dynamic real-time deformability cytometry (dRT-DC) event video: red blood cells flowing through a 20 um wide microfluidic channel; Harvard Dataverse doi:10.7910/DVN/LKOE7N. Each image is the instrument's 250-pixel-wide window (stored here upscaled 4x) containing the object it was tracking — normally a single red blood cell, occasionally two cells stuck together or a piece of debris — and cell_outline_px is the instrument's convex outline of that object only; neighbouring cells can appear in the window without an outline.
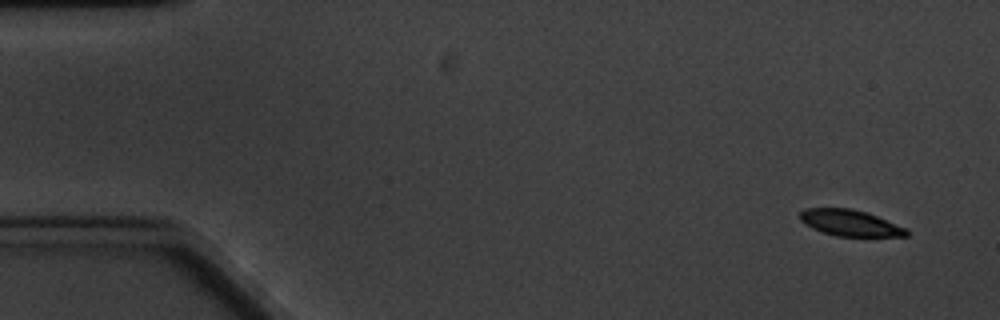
{"species": "common noctule bat (a hibernating species)", "species_latin": "Nyctalus noctula", "temperature_condition": "cold", "stored_images_in_passage": 5, "camera_frame_rate_fps": 3000, "um_per_image_px": 0.085, "animal": {"sex": "male", "body_mass_g": 20.1, "forearm_length_mm": 53.5}, "frame": {"image": 1, "passage_image": 1, "time_ms": 0.0, "image_size_px": [1000, 320], "cell_outline_px": [[908, 236], [836, 236], [812, 228], [804, 224], [800, 220], [800, 212], [804, 208], [848, 208], [864, 212], [876, 216], [908, 228]], "centroid_in_image_um": [72.24, 18.95], "position_along_channel_um": 12.8, "area_um2": 16.13}}
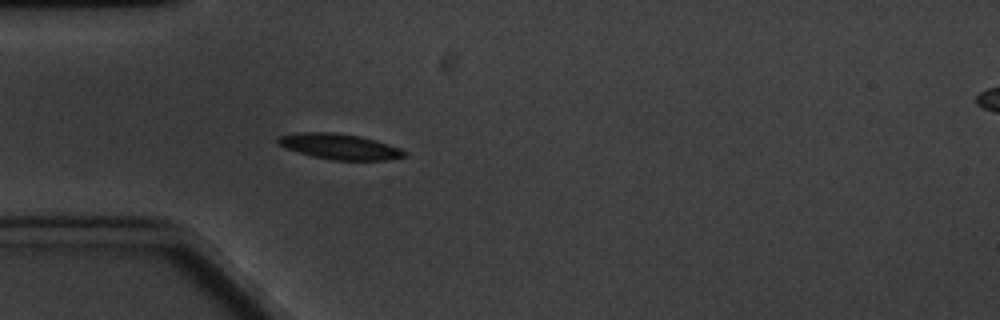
{"frame": {"image": 2, "passage_image": 5, "time_ms": 4.667, "image_size_px": [1000, 320], "cell_outline_px": [[408, 156], [384, 160], [332, 160], [312, 156], [288, 148], [280, 144], [276, 140], [280, 136], [300, 132], [336, 132], [360, 136], [376, 140], [400, 148], [408, 152]], "centroid_in_image_um": [28.93, 12.45], "position_along_channel_um": 56.1, "area_um2": 18.73}}